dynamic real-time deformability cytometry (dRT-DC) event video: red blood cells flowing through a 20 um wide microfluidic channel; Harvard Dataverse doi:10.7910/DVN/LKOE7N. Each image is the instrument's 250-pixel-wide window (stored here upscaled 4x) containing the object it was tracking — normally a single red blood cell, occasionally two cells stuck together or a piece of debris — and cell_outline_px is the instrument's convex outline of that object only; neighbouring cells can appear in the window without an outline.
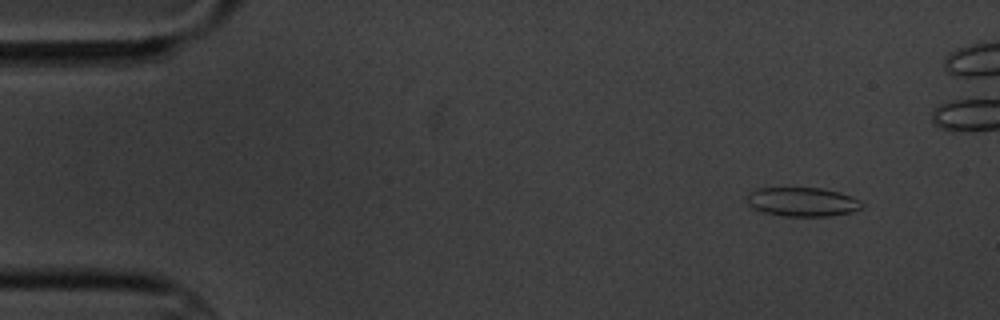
{"species": "common noctule bat (a hibernating species)", "species_latin": "Nyctalus noctula", "temperature_condition": "cold", "stored_images_in_passage": 6, "camera_frame_rate_fps": 3000, "um_per_image_px": 0.085, "animal": {"sex": "male", "body_mass_g": 20.1, "forearm_length_mm": 53.5}, "frame": {"image": 1, "passage_image": 2, "time_ms": 1.0, "image_size_px": [1000, 320], "cell_outline_px": [[860, 208], [852, 212], [828, 216], [784, 216], [764, 212], [748, 204], [748, 192], [760, 188], [820, 188], [840, 192], [860, 200]], "centroid_in_image_um": [68.2, 17.15], "position_along_channel_um": 16.8, "area_um2": 19.13}}